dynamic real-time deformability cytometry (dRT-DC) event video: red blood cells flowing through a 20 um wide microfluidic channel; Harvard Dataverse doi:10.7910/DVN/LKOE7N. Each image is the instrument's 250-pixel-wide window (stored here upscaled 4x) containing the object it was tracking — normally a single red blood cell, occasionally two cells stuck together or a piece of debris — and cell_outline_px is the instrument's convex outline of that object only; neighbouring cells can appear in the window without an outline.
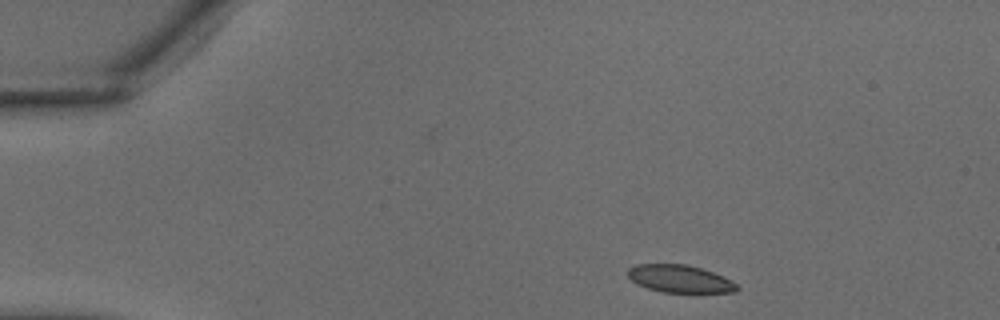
{"species": "common noctule bat (a hibernating species)", "species_latin": "Nyctalus noctula", "temperature_condition": "warm", "stored_images_in_passage": 31, "camera_frame_rate_fps": 3000, "um_per_image_px": 0.085, "animal": {"sex": "male", "body_mass_g": 18.8}, "frame": {"image": 1, "passage_image": 1, "time_ms": 0.0, "image_size_px": [1000, 320], "cell_outline_px": [[740, 288], [736, 292], [664, 292], [648, 288], [636, 284], [628, 276], [628, 268], [636, 264], [684, 264], [700, 268], [712, 272], [732, 280]], "centroid_in_image_um": [57.78, 23.69], "position_along_channel_um": 27.2, "area_um2": 17.4}}
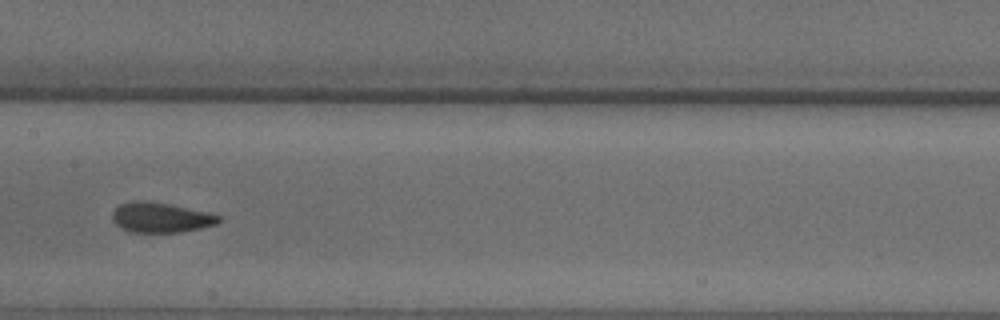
{"frame": {"image": 2, "passage_image": 14, "time_ms": 4.333, "image_size_px": [1000, 320], "cell_outline_px": [[224, 220], [216, 224], [200, 228], [180, 232], [128, 232], [120, 228], [112, 220], [112, 212], [120, 204], [136, 200], [144, 200], [168, 204], [208, 212], [220, 216]], "centroid_in_image_um": [13.65, 18.49], "position_along_channel_um": 193.7, "area_um2": 18.67}}
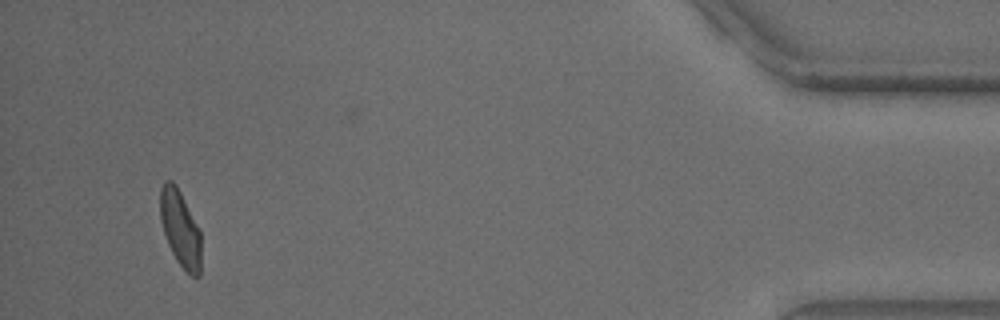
{"frame": {"image": 3, "passage_image": 30, "time_ms": 9.667, "image_size_px": [1000, 320], "cell_outline_px": [[200, 276], [192, 276], [176, 260], [168, 244], [160, 220], [160, 188], [164, 180], [172, 180], [176, 184], [200, 228]], "centroid_in_image_um": [15.32, 19.37], "position_along_channel_um": 419.9, "area_um2": 18.21}}